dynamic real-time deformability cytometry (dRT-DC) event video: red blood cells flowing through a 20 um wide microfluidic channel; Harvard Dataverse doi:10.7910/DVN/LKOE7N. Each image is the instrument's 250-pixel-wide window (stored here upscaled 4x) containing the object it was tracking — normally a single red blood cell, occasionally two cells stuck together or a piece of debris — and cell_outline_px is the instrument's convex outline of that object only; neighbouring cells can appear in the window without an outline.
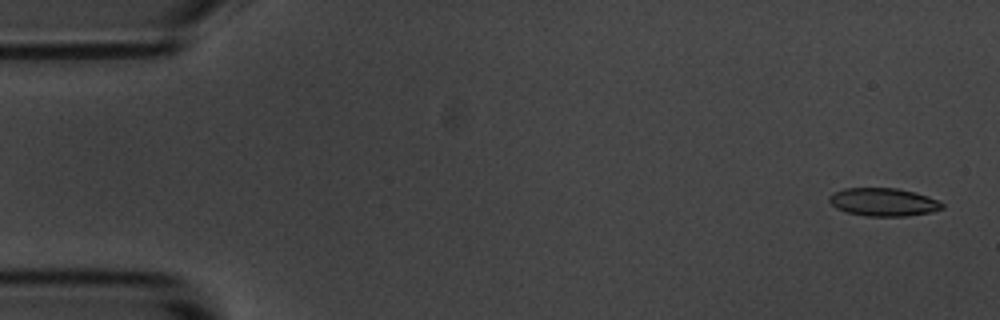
{"species": "common noctule bat (a hibernating species)", "species_latin": "Nyctalus noctula", "temperature_condition": "room temperature", "stored_images_in_passage": 5, "camera_frame_rate_fps": 3000, "um_per_image_px": 0.085, "animal": {"sex": "male", "body_mass_g": 20.1, "forearm_length_mm": 53.5}, "frame": {"image": 1, "passage_image": 1, "time_ms": 0.0, "image_size_px": [1000, 320], "cell_outline_px": [[944, 208], [932, 212], [908, 216], [864, 216], [848, 212], [836, 208], [828, 200], [828, 196], [844, 188], [896, 188], [916, 192], [940, 200], [944, 204]], "centroid_in_image_um": [75.14, 17.17], "position_along_channel_um": 9.9, "area_um2": 18.61}}
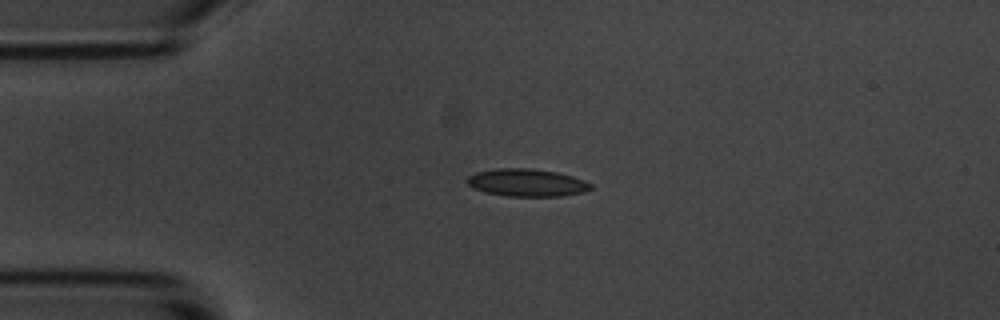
{"frame": {"image": 2, "passage_image": 4, "time_ms": 3.667, "image_size_px": [1000, 320], "cell_outline_px": [[592, 188], [584, 192], [564, 196], [508, 196], [484, 192], [472, 188], [464, 180], [468, 176], [476, 172], [496, 168], [528, 168], [556, 172], [572, 176], [584, 180], [592, 184]], "centroid_in_image_um": [44.76, 15.53], "position_along_channel_um": 40.2, "area_um2": 20.0}}